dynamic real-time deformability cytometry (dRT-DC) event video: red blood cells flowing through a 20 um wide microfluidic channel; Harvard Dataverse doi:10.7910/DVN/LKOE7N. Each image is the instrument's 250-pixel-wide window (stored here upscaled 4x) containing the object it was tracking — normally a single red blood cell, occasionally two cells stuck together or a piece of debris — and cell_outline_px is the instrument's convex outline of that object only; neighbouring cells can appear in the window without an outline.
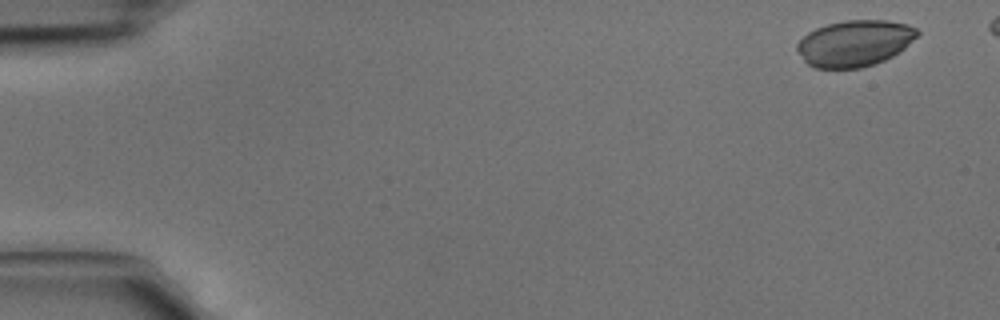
{"species": "common noctule bat (a hibernating species)", "species_latin": "Nyctalus noctula", "temperature_condition": "cold", "stored_images_in_passage": 5, "camera_frame_rate_fps": 3000, "um_per_image_px": 0.085, "animal": {"sex": "male", "body_mass_g": 15.6}, "frame": {"image": 1, "passage_image": 1, "time_ms": 0.0, "image_size_px": [1000, 320], "cell_outline_px": [[920, 32], [900, 52], [876, 64], [860, 68], [812, 68], [804, 60], [796, 48], [796, 44], [808, 32], [816, 28], [828, 24], [844, 20], [884, 20], [908, 24], [916, 28]], "centroid_in_image_um": [72.64, 3.68], "position_along_channel_um": 12.4, "area_um2": 32.37}}